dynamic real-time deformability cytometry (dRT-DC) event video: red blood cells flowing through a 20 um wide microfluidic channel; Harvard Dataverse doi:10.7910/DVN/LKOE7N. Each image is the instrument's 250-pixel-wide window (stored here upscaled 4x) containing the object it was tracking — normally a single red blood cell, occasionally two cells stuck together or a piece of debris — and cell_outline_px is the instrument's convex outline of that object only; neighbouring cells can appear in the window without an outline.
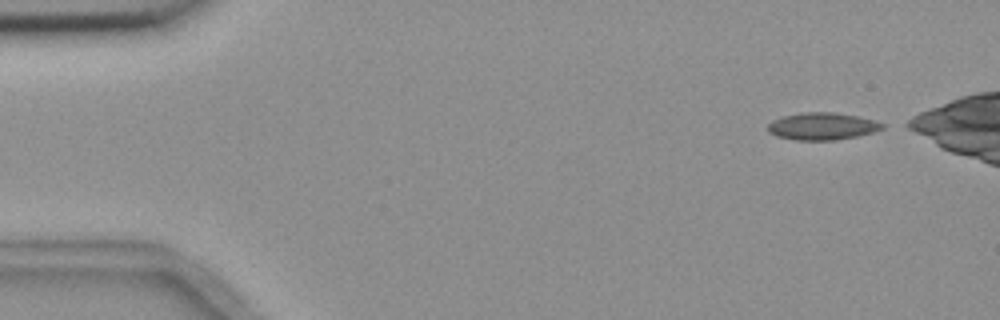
{"species": "common noctule bat (a hibernating species)", "species_latin": "Nyctalus noctula", "temperature_condition": "room temperature", "stored_images_in_passage": 5, "camera_frame_rate_fps": 3000, "um_per_image_px": 0.085, "animal": {"sex": "female", "body_mass_g": 18.4}, "frame": {"image": 1, "passage_image": 1, "time_ms": 0.0, "image_size_px": [1000, 320], "cell_outline_px": [[884, 128], [872, 132], [856, 136], [836, 140], [792, 140], [776, 136], [768, 132], [768, 124], [772, 120], [784, 116], [804, 112], [832, 112], [856, 116], [872, 120], [884, 124]], "centroid_in_image_um": [69.84, 10.74], "position_along_channel_um": 15.2, "area_um2": 18.03}}
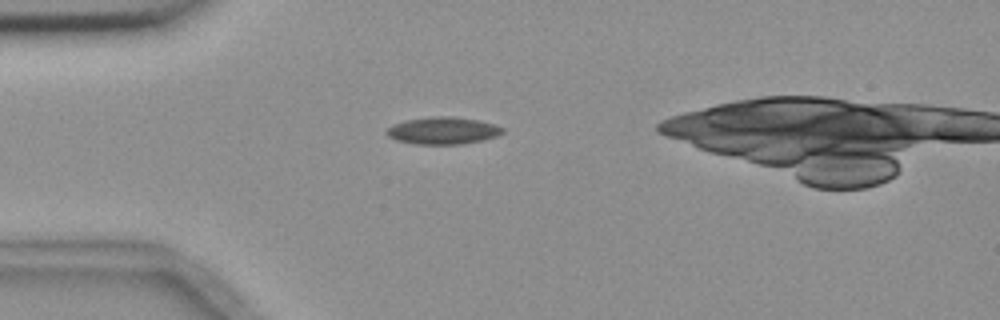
{"frame": {"image": 2, "passage_image": 4, "time_ms": 3.333, "image_size_px": [1000, 320], "cell_outline_px": [[504, 132], [496, 136], [484, 140], [460, 144], [416, 144], [396, 140], [388, 136], [384, 132], [392, 124], [404, 120], [432, 116], [452, 116], [476, 120], [496, 124], [504, 128]], "centroid_in_image_um": [37.63, 11.1], "position_along_channel_um": 47.4, "area_um2": 18.5}}